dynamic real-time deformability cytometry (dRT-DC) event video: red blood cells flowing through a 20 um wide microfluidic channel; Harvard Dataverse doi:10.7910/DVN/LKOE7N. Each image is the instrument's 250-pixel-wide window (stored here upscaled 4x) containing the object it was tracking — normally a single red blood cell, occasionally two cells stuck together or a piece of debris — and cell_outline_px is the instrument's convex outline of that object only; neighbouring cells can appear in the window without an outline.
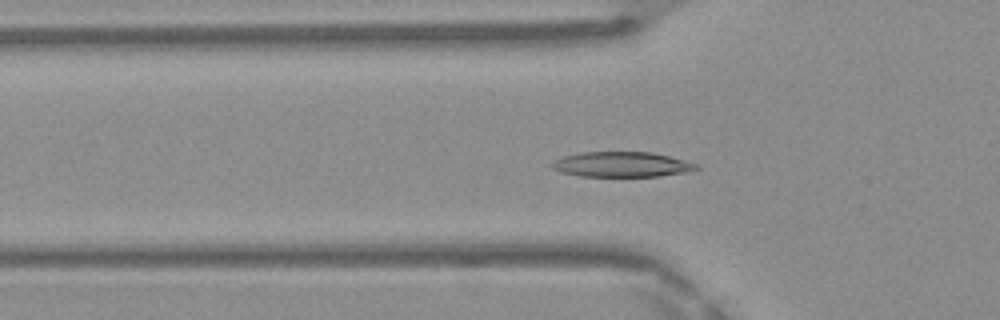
{"species": "Egyptian fruit bat (a non-hibernating species)", "species_latin": "Rousettus aegyptiacus", "temperature_condition": "warm", "stored_images_in_passage": 50, "camera_frame_rate_fps": 3000, "um_per_image_px": 0.085, "frame": {"image": 1, "passage_image": 17, "time_ms": 5.333, "image_size_px": [1000, 320], "cell_outline_px": [[700, 168], [688, 172], [660, 176], [580, 176], [560, 172], [552, 168], [548, 164], [552, 160], [564, 156], [584, 152], [652, 152], [684, 160], [696, 164]], "centroid_in_image_um": [52.8, 13.98], "position_along_channel_um": 73.0, "area_um2": 21.21}}
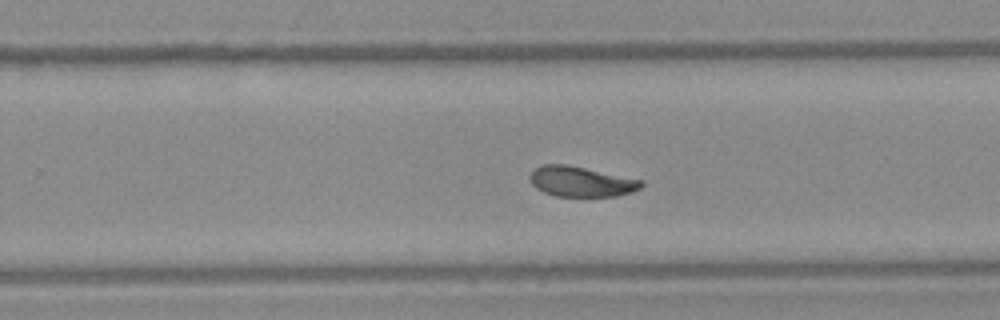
{"frame": {"image": 2, "passage_image": 32, "time_ms": 10.333, "image_size_px": [1000, 320], "cell_outline_px": [[644, 184], [640, 188], [632, 192], [616, 196], [556, 196], [544, 192], [536, 188], [532, 184], [528, 176], [540, 164], [568, 164], [644, 180]], "centroid_in_image_um": [49.4, 15.42], "position_along_channel_um": 280.4, "area_um2": 19.77}}
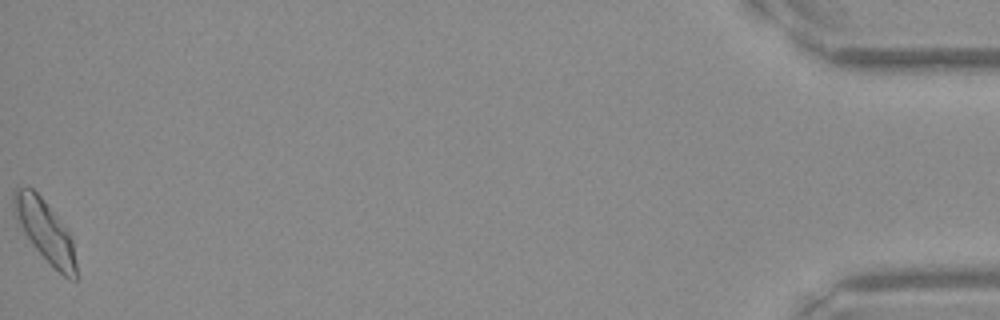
{"frame": {"image": 3, "passage_image": 50, "time_ms": 16.333, "image_size_px": [1000, 320], "cell_outline_px": [[80, 276], [76, 280], [68, 280], [32, 244], [16, 220], [12, 208], [12, 192], [16, 188], [32, 188], [40, 196], [68, 228], [72, 240]], "centroid_in_image_um": [3.87, 19.64], "position_along_channel_um": 431.3, "area_um2": 22.48}, "authors_computed_cell_mechanics": {"area_um2": 20.6057, "velocity_mm_per_s": 4.1326, "shape_relaxation_time_tau1_ms": 4.9974, "shape_relaxation_time_tau2_ms": 2.7751, "deformation_change_tau1": 0.1397, "deformation_change_tau2": 0.0732}}